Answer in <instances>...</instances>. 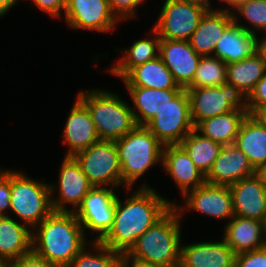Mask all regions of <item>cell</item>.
<instances>
[{
  "label": "cell",
  "mask_w": 266,
  "mask_h": 267,
  "mask_svg": "<svg viewBox=\"0 0 266 267\" xmlns=\"http://www.w3.org/2000/svg\"><path fill=\"white\" fill-rule=\"evenodd\" d=\"M10 171L0 170V216H5L3 210L10 208Z\"/></svg>",
  "instance_id": "39"
},
{
  "label": "cell",
  "mask_w": 266,
  "mask_h": 267,
  "mask_svg": "<svg viewBox=\"0 0 266 267\" xmlns=\"http://www.w3.org/2000/svg\"><path fill=\"white\" fill-rule=\"evenodd\" d=\"M134 102L133 115L137 126H145L160 113L182 89H151L140 86H126ZM139 114V115H138Z\"/></svg>",
  "instance_id": "24"
},
{
  "label": "cell",
  "mask_w": 266,
  "mask_h": 267,
  "mask_svg": "<svg viewBox=\"0 0 266 267\" xmlns=\"http://www.w3.org/2000/svg\"><path fill=\"white\" fill-rule=\"evenodd\" d=\"M77 98L90 111L101 140L122 138L137 126L133 108L116 94L94 89L86 93L81 91Z\"/></svg>",
  "instance_id": "5"
},
{
  "label": "cell",
  "mask_w": 266,
  "mask_h": 267,
  "mask_svg": "<svg viewBox=\"0 0 266 267\" xmlns=\"http://www.w3.org/2000/svg\"><path fill=\"white\" fill-rule=\"evenodd\" d=\"M190 192V193H189ZM183 196L188 209L219 219L233 218L232 193L229 186L204 183L196 189L189 190Z\"/></svg>",
  "instance_id": "15"
},
{
  "label": "cell",
  "mask_w": 266,
  "mask_h": 267,
  "mask_svg": "<svg viewBox=\"0 0 266 267\" xmlns=\"http://www.w3.org/2000/svg\"><path fill=\"white\" fill-rule=\"evenodd\" d=\"M114 188L93 187L83 198L75 213L83 231L98 232L94 241H101L111 229L116 211Z\"/></svg>",
  "instance_id": "10"
},
{
  "label": "cell",
  "mask_w": 266,
  "mask_h": 267,
  "mask_svg": "<svg viewBox=\"0 0 266 267\" xmlns=\"http://www.w3.org/2000/svg\"><path fill=\"white\" fill-rule=\"evenodd\" d=\"M145 127L164 146L180 144L195 128L186 89H182L160 113L155 114Z\"/></svg>",
  "instance_id": "8"
},
{
  "label": "cell",
  "mask_w": 266,
  "mask_h": 267,
  "mask_svg": "<svg viewBox=\"0 0 266 267\" xmlns=\"http://www.w3.org/2000/svg\"><path fill=\"white\" fill-rule=\"evenodd\" d=\"M144 0H108L112 12L118 19L134 17L137 6Z\"/></svg>",
  "instance_id": "37"
},
{
  "label": "cell",
  "mask_w": 266,
  "mask_h": 267,
  "mask_svg": "<svg viewBox=\"0 0 266 267\" xmlns=\"http://www.w3.org/2000/svg\"><path fill=\"white\" fill-rule=\"evenodd\" d=\"M232 15L234 22L223 32L214 49V56L226 64L243 60L258 50L255 30L240 25L236 14Z\"/></svg>",
  "instance_id": "18"
},
{
  "label": "cell",
  "mask_w": 266,
  "mask_h": 267,
  "mask_svg": "<svg viewBox=\"0 0 266 267\" xmlns=\"http://www.w3.org/2000/svg\"><path fill=\"white\" fill-rule=\"evenodd\" d=\"M115 145L121 165V185L131 188L155 163L163 160L164 145L145 127L136 126Z\"/></svg>",
  "instance_id": "4"
},
{
  "label": "cell",
  "mask_w": 266,
  "mask_h": 267,
  "mask_svg": "<svg viewBox=\"0 0 266 267\" xmlns=\"http://www.w3.org/2000/svg\"><path fill=\"white\" fill-rule=\"evenodd\" d=\"M50 184L40 183L22 172L10 170V210L19 216L24 224L37 226L54 210Z\"/></svg>",
  "instance_id": "6"
},
{
  "label": "cell",
  "mask_w": 266,
  "mask_h": 267,
  "mask_svg": "<svg viewBox=\"0 0 266 267\" xmlns=\"http://www.w3.org/2000/svg\"><path fill=\"white\" fill-rule=\"evenodd\" d=\"M265 73L266 62L257 50L243 60L227 64L226 83L234 85L248 98Z\"/></svg>",
  "instance_id": "28"
},
{
  "label": "cell",
  "mask_w": 266,
  "mask_h": 267,
  "mask_svg": "<svg viewBox=\"0 0 266 267\" xmlns=\"http://www.w3.org/2000/svg\"><path fill=\"white\" fill-rule=\"evenodd\" d=\"M224 3H229L231 6H233V8H237L240 4L245 3L246 1L249 0H221Z\"/></svg>",
  "instance_id": "47"
},
{
  "label": "cell",
  "mask_w": 266,
  "mask_h": 267,
  "mask_svg": "<svg viewBox=\"0 0 266 267\" xmlns=\"http://www.w3.org/2000/svg\"><path fill=\"white\" fill-rule=\"evenodd\" d=\"M94 186L83 173L80 164L74 157H64L59 175V198L51 199L54 211H69L66 203L77 207Z\"/></svg>",
  "instance_id": "17"
},
{
  "label": "cell",
  "mask_w": 266,
  "mask_h": 267,
  "mask_svg": "<svg viewBox=\"0 0 266 267\" xmlns=\"http://www.w3.org/2000/svg\"><path fill=\"white\" fill-rule=\"evenodd\" d=\"M206 11L182 0H166L154 29L160 39L189 41Z\"/></svg>",
  "instance_id": "11"
},
{
  "label": "cell",
  "mask_w": 266,
  "mask_h": 267,
  "mask_svg": "<svg viewBox=\"0 0 266 267\" xmlns=\"http://www.w3.org/2000/svg\"><path fill=\"white\" fill-rule=\"evenodd\" d=\"M125 86H140L151 89H183L175 82L160 56L135 66L123 80Z\"/></svg>",
  "instance_id": "27"
},
{
  "label": "cell",
  "mask_w": 266,
  "mask_h": 267,
  "mask_svg": "<svg viewBox=\"0 0 266 267\" xmlns=\"http://www.w3.org/2000/svg\"><path fill=\"white\" fill-rule=\"evenodd\" d=\"M236 10L244 16L246 21L250 22L257 31L260 29L266 31V1L249 0L240 4Z\"/></svg>",
  "instance_id": "34"
},
{
  "label": "cell",
  "mask_w": 266,
  "mask_h": 267,
  "mask_svg": "<svg viewBox=\"0 0 266 267\" xmlns=\"http://www.w3.org/2000/svg\"><path fill=\"white\" fill-rule=\"evenodd\" d=\"M234 216L266 223V186L255 173L229 185Z\"/></svg>",
  "instance_id": "14"
},
{
  "label": "cell",
  "mask_w": 266,
  "mask_h": 267,
  "mask_svg": "<svg viewBox=\"0 0 266 267\" xmlns=\"http://www.w3.org/2000/svg\"><path fill=\"white\" fill-rule=\"evenodd\" d=\"M234 267H266V246L236 254Z\"/></svg>",
  "instance_id": "35"
},
{
  "label": "cell",
  "mask_w": 266,
  "mask_h": 267,
  "mask_svg": "<svg viewBox=\"0 0 266 267\" xmlns=\"http://www.w3.org/2000/svg\"><path fill=\"white\" fill-rule=\"evenodd\" d=\"M236 254L224 240L181 246L180 267H234Z\"/></svg>",
  "instance_id": "20"
},
{
  "label": "cell",
  "mask_w": 266,
  "mask_h": 267,
  "mask_svg": "<svg viewBox=\"0 0 266 267\" xmlns=\"http://www.w3.org/2000/svg\"><path fill=\"white\" fill-rule=\"evenodd\" d=\"M253 117H255L262 125L266 127V105L259 107L253 114Z\"/></svg>",
  "instance_id": "42"
},
{
  "label": "cell",
  "mask_w": 266,
  "mask_h": 267,
  "mask_svg": "<svg viewBox=\"0 0 266 267\" xmlns=\"http://www.w3.org/2000/svg\"><path fill=\"white\" fill-rule=\"evenodd\" d=\"M172 207V202L147 186L141 187L123 203L117 196L113 225L100 242L113 251L126 253Z\"/></svg>",
  "instance_id": "1"
},
{
  "label": "cell",
  "mask_w": 266,
  "mask_h": 267,
  "mask_svg": "<svg viewBox=\"0 0 266 267\" xmlns=\"http://www.w3.org/2000/svg\"><path fill=\"white\" fill-rule=\"evenodd\" d=\"M256 173L260 176L262 182L266 186V164H264L260 169H258Z\"/></svg>",
  "instance_id": "46"
},
{
  "label": "cell",
  "mask_w": 266,
  "mask_h": 267,
  "mask_svg": "<svg viewBox=\"0 0 266 267\" xmlns=\"http://www.w3.org/2000/svg\"><path fill=\"white\" fill-rule=\"evenodd\" d=\"M37 226L32 251L56 267H69L85 247V232L73 211H53Z\"/></svg>",
  "instance_id": "2"
},
{
  "label": "cell",
  "mask_w": 266,
  "mask_h": 267,
  "mask_svg": "<svg viewBox=\"0 0 266 267\" xmlns=\"http://www.w3.org/2000/svg\"><path fill=\"white\" fill-rule=\"evenodd\" d=\"M258 50L261 52L266 62V36L261 40V42L258 40Z\"/></svg>",
  "instance_id": "45"
},
{
  "label": "cell",
  "mask_w": 266,
  "mask_h": 267,
  "mask_svg": "<svg viewBox=\"0 0 266 267\" xmlns=\"http://www.w3.org/2000/svg\"><path fill=\"white\" fill-rule=\"evenodd\" d=\"M190 100L194 127L204 119L225 114L234 109L247 110L246 96L234 85L186 88ZM245 97V98H244ZM244 98V102L242 99Z\"/></svg>",
  "instance_id": "7"
},
{
  "label": "cell",
  "mask_w": 266,
  "mask_h": 267,
  "mask_svg": "<svg viewBox=\"0 0 266 267\" xmlns=\"http://www.w3.org/2000/svg\"><path fill=\"white\" fill-rule=\"evenodd\" d=\"M8 215L0 216V257L10 262L32 251V232Z\"/></svg>",
  "instance_id": "29"
},
{
  "label": "cell",
  "mask_w": 266,
  "mask_h": 267,
  "mask_svg": "<svg viewBox=\"0 0 266 267\" xmlns=\"http://www.w3.org/2000/svg\"><path fill=\"white\" fill-rule=\"evenodd\" d=\"M33 2L43 11L53 17L60 16V12L65 11L67 0H33Z\"/></svg>",
  "instance_id": "40"
},
{
  "label": "cell",
  "mask_w": 266,
  "mask_h": 267,
  "mask_svg": "<svg viewBox=\"0 0 266 267\" xmlns=\"http://www.w3.org/2000/svg\"><path fill=\"white\" fill-rule=\"evenodd\" d=\"M158 53L178 86L186 89L194 79L201 56L186 40L160 39Z\"/></svg>",
  "instance_id": "13"
},
{
  "label": "cell",
  "mask_w": 266,
  "mask_h": 267,
  "mask_svg": "<svg viewBox=\"0 0 266 267\" xmlns=\"http://www.w3.org/2000/svg\"><path fill=\"white\" fill-rule=\"evenodd\" d=\"M17 2L18 0H0V16L6 14V12Z\"/></svg>",
  "instance_id": "43"
},
{
  "label": "cell",
  "mask_w": 266,
  "mask_h": 267,
  "mask_svg": "<svg viewBox=\"0 0 266 267\" xmlns=\"http://www.w3.org/2000/svg\"><path fill=\"white\" fill-rule=\"evenodd\" d=\"M182 1L200 6L207 11L213 10L212 8L209 7L210 2L208 0H182Z\"/></svg>",
  "instance_id": "44"
},
{
  "label": "cell",
  "mask_w": 266,
  "mask_h": 267,
  "mask_svg": "<svg viewBox=\"0 0 266 267\" xmlns=\"http://www.w3.org/2000/svg\"><path fill=\"white\" fill-rule=\"evenodd\" d=\"M64 13L69 26L78 29L106 32L118 22L108 0H67Z\"/></svg>",
  "instance_id": "12"
},
{
  "label": "cell",
  "mask_w": 266,
  "mask_h": 267,
  "mask_svg": "<svg viewBox=\"0 0 266 267\" xmlns=\"http://www.w3.org/2000/svg\"><path fill=\"white\" fill-rule=\"evenodd\" d=\"M192 162L206 176L218 157L222 145L193 129L180 143Z\"/></svg>",
  "instance_id": "30"
},
{
  "label": "cell",
  "mask_w": 266,
  "mask_h": 267,
  "mask_svg": "<svg viewBox=\"0 0 266 267\" xmlns=\"http://www.w3.org/2000/svg\"><path fill=\"white\" fill-rule=\"evenodd\" d=\"M131 260V262H129ZM130 263V264H129ZM161 267L159 265L153 264L151 262L135 258L129 255L127 252L122 253V267Z\"/></svg>",
  "instance_id": "41"
},
{
  "label": "cell",
  "mask_w": 266,
  "mask_h": 267,
  "mask_svg": "<svg viewBox=\"0 0 266 267\" xmlns=\"http://www.w3.org/2000/svg\"><path fill=\"white\" fill-rule=\"evenodd\" d=\"M180 208L173 204L160 220L136 240L127 253L161 267H180L179 212L183 210Z\"/></svg>",
  "instance_id": "3"
},
{
  "label": "cell",
  "mask_w": 266,
  "mask_h": 267,
  "mask_svg": "<svg viewBox=\"0 0 266 267\" xmlns=\"http://www.w3.org/2000/svg\"><path fill=\"white\" fill-rule=\"evenodd\" d=\"M227 64L215 56H201L194 79L187 88L219 87L226 83Z\"/></svg>",
  "instance_id": "32"
},
{
  "label": "cell",
  "mask_w": 266,
  "mask_h": 267,
  "mask_svg": "<svg viewBox=\"0 0 266 267\" xmlns=\"http://www.w3.org/2000/svg\"><path fill=\"white\" fill-rule=\"evenodd\" d=\"M152 32L155 34L154 38L137 40L129 50H123L124 58L110 68L112 74L123 79L135 66L159 56V53L156 54V52H159L160 37L154 28Z\"/></svg>",
  "instance_id": "31"
},
{
  "label": "cell",
  "mask_w": 266,
  "mask_h": 267,
  "mask_svg": "<svg viewBox=\"0 0 266 267\" xmlns=\"http://www.w3.org/2000/svg\"><path fill=\"white\" fill-rule=\"evenodd\" d=\"M92 245L99 254H89L84 247L69 267H122V253L111 250L99 241H94Z\"/></svg>",
  "instance_id": "33"
},
{
  "label": "cell",
  "mask_w": 266,
  "mask_h": 267,
  "mask_svg": "<svg viewBox=\"0 0 266 267\" xmlns=\"http://www.w3.org/2000/svg\"><path fill=\"white\" fill-rule=\"evenodd\" d=\"M234 22L228 9L206 11L189 42L200 55L208 56L216 47L223 32Z\"/></svg>",
  "instance_id": "23"
},
{
  "label": "cell",
  "mask_w": 266,
  "mask_h": 267,
  "mask_svg": "<svg viewBox=\"0 0 266 267\" xmlns=\"http://www.w3.org/2000/svg\"><path fill=\"white\" fill-rule=\"evenodd\" d=\"M266 105V73L258 81L254 90L247 98L248 114L252 115L259 107Z\"/></svg>",
  "instance_id": "36"
},
{
  "label": "cell",
  "mask_w": 266,
  "mask_h": 267,
  "mask_svg": "<svg viewBox=\"0 0 266 267\" xmlns=\"http://www.w3.org/2000/svg\"><path fill=\"white\" fill-rule=\"evenodd\" d=\"M246 156L255 171L266 164V127L248 114L234 143Z\"/></svg>",
  "instance_id": "25"
},
{
  "label": "cell",
  "mask_w": 266,
  "mask_h": 267,
  "mask_svg": "<svg viewBox=\"0 0 266 267\" xmlns=\"http://www.w3.org/2000/svg\"><path fill=\"white\" fill-rule=\"evenodd\" d=\"M94 187L121 186V165L115 140H100L73 156Z\"/></svg>",
  "instance_id": "9"
},
{
  "label": "cell",
  "mask_w": 266,
  "mask_h": 267,
  "mask_svg": "<svg viewBox=\"0 0 266 267\" xmlns=\"http://www.w3.org/2000/svg\"><path fill=\"white\" fill-rule=\"evenodd\" d=\"M0 267H11V262L3 257H0Z\"/></svg>",
  "instance_id": "48"
},
{
  "label": "cell",
  "mask_w": 266,
  "mask_h": 267,
  "mask_svg": "<svg viewBox=\"0 0 266 267\" xmlns=\"http://www.w3.org/2000/svg\"><path fill=\"white\" fill-rule=\"evenodd\" d=\"M248 110L234 109L225 114L204 119L195 126V130L222 146L234 144Z\"/></svg>",
  "instance_id": "26"
},
{
  "label": "cell",
  "mask_w": 266,
  "mask_h": 267,
  "mask_svg": "<svg viewBox=\"0 0 266 267\" xmlns=\"http://www.w3.org/2000/svg\"><path fill=\"white\" fill-rule=\"evenodd\" d=\"M63 135V141L69 147L66 157H73L101 140L90 111L78 98L67 118Z\"/></svg>",
  "instance_id": "19"
},
{
  "label": "cell",
  "mask_w": 266,
  "mask_h": 267,
  "mask_svg": "<svg viewBox=\"0 0 266 267\" xmlns=\"http://www.w3.org/2000/svg\"><path fill=\"white\" fill-rule=\"evenodd\" d=\"M224 233V240L235 254L266 246V223L259 220L234 216Z\"/></svg>",
  "instance_id": "22"
},
{
  "label": "cell",
  "mask_w": 266,
  "mask_h": 267,
  "mask_svg": "<svg viewBox=\"0 0 266 267\" xmlns=\"http://www.w3.org/2000/svg\"><path fill=\"white\" fill-rule=\"evenodd\" d=\"M255 173L247 156L235 144H229L222 146L206 175V183L229 186Z\"/></svg>",
  "instance_id": "16"
},
{
  "label": "cell",
  "mask_w": 266,
  "mask_h": 267,
  "mask_svg": "<svg viewBox=\"0 0 266 267\" xmlns=\"http://www.w3.org/2000/svg\"><path fill=\"white\" fill-rule=\"evenodd\" d=\"M162 163L166 173L171 175L179 186L182 195L206 183V176L196 167L180 144L164 146Z\"/></svg>",
  "instance_id": "21"
},
{
  "label": "cell",
  "mask_w": 266,
  "mask_h": 267,
  "mask_svg": "<svg viewBox=\"0 0 266 267\" xmlns=\"http://www.w3.org/2000/svg\"><path fill=\"white\" fill-rule=\"evenodd\" d=\"M11 267H56L33 251L11 262Z\"/></svg>",
  "instance_id": "38"
}]
</instances>
